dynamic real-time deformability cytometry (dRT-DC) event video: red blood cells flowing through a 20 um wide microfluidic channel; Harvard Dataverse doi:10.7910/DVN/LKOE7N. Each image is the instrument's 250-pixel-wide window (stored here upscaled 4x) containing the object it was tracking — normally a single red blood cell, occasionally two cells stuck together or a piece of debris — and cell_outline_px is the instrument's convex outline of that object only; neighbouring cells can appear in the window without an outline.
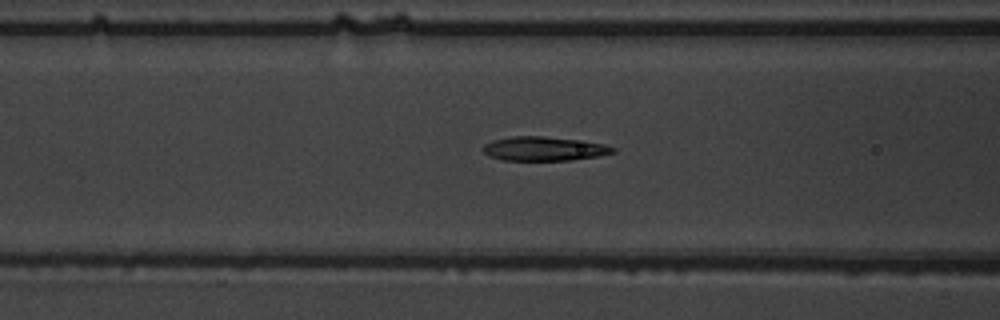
{"species": "common noctule bat (a hibernating species)", "species_latin": "Nyctalus noctula", "temperature_condition": "warm", "stored_images_in_passage": 43, "camera_frame_rate_fps": 3000, "um_per_image_px": 0.085, "animal": {"sex": "male", "body_mass_g": 19.5, "forearm_length_mm": 54.6}, "frame": {"image": 1, "passage_image": 16, "time_ms": 5.0, "image_size_px": [1000, 320], "cell_outline_px": [[616, 152], [600, 156], [572, 160], [504, 160], [488, 156], [480, 148], [484, 144], [492, 140], [512, 136], [544, 136], [576, 140], [604, 144], [616, 148]], "centroid_in_image_um": [46.22, 12.64], "position_along_channel_um": 120.4, "area_um2": 18.32}}
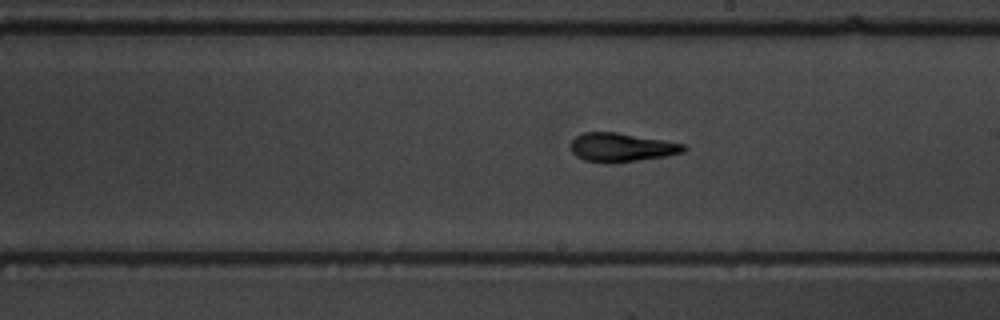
{"frame": {"image": 2, "passage_image": 25, "time_ms": 8.0, "image_size_px": [1000, 320], "cell_outline_px": [[688, 148], [684, 152], [668, 156], [608, 164], [584, 160], [576, 156], [572, 152], [568, 144], [576, 136], [584, 132], [616, 132], [664, 140], [684, 144]], "centroid_in_image_um": [52.81, 12.53], "position_along_channel_um": 236.2, "area_um2": 19.19}}
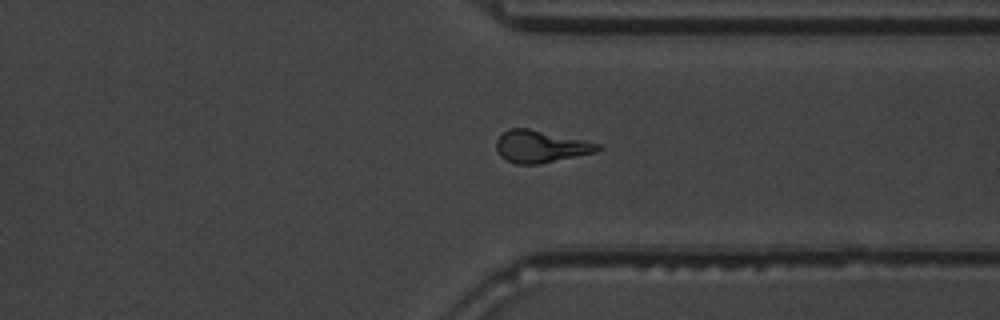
{"frame": {"image": 3, "passage_image": 35, "time_ms": 11.333, "image_size_px": [1000, 320], "cell_outline_px": [[604, 148], [596, 152], [540, 164], [516, 164], [504, 160], [500, 156], [496, 148], [496, 140], [508, 128], [528, 128], [584, 140], [600, 144]], "centroid_in_image_um": [45.95, 12.46], "position_along_channel_um": 365.5, "area_um2": 19.07}}